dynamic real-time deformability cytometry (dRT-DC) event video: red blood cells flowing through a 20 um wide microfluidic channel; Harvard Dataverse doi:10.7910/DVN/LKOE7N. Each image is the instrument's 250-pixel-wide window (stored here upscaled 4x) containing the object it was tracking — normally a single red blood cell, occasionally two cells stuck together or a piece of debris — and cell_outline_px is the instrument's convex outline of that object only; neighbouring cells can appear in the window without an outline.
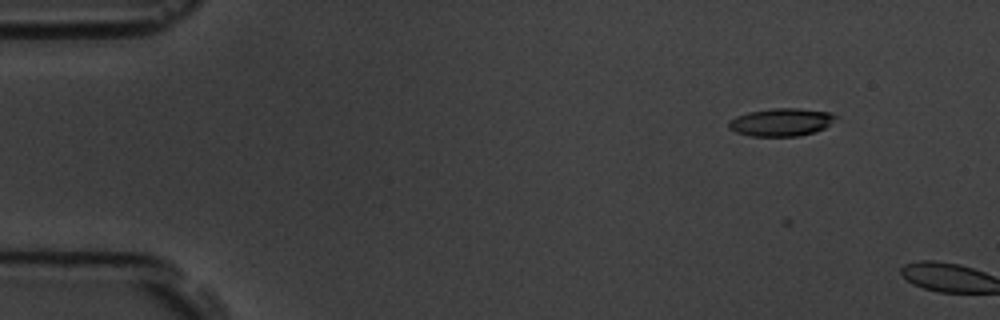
{"species": "common noctule bat (a hibernating species)", "species_latin": "Nyctalus noctula", "temperature_condition": "room temperature", "stored_images_in_passage": 2, "camera_frame_rate_fps": 3000, "um_per_image_px": 0.085, "animal": {"sex": "male", "body_mass_g": 19.5, "forearm_length_mm": 54.6}, "frame": {"image": 1, "passage_image": 1, "time_ms": 0.0, "image_size_px": [1000, 320], "cell_outline_px": [[840, 116], [824, 128], [812, 132], [796, 136], [752, 136], [736, 132], [728, 128], [728, 120], [736, 116], [748, 112], [772, 108], [800, 108], [832, 112]], "centroid_in_image_um": [66.41, 10.36], "position_along_channel_um": 18.6, "area_um2": 17.46}}